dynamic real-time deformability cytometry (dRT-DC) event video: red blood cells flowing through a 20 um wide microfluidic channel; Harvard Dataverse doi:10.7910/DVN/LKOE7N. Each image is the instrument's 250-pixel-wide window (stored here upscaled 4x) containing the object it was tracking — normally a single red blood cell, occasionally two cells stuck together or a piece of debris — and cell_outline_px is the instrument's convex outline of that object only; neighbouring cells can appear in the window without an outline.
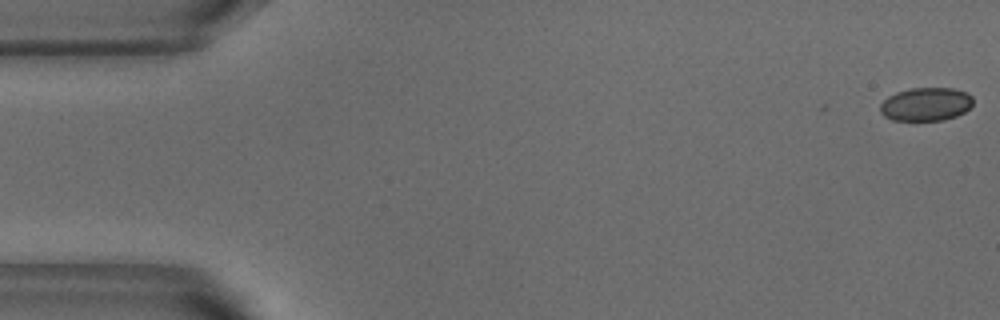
{"species": "common noctule bat (a hibernating species)", "species_latin": "Nyctalus noctula", "temperature_condition": "warm", "stored_images_in_passage": 9, "camera_frame_rate_fps": 3000, "um_per_image_px": 0.085, "animal": {"sex": "male", "body_mass_g": 18.8}, "frame": {"image": 1, "passage_image": 1, "time_ms": 0.0, "image_size_px": [1000, 320], "cell_outline_px": [[972, 104], [964, 112], [956, 116], [944, 120], [892, 120], [884, 116], [880, 112], [880, 104], [888, 96], [896, 92], [912, 88], [952, 88], [968, 92], [972, 96]], "centroid_in_image_um": [78.7, 8.85], "position_along_channel_um": 6.3, "area_um2": 18.09}}